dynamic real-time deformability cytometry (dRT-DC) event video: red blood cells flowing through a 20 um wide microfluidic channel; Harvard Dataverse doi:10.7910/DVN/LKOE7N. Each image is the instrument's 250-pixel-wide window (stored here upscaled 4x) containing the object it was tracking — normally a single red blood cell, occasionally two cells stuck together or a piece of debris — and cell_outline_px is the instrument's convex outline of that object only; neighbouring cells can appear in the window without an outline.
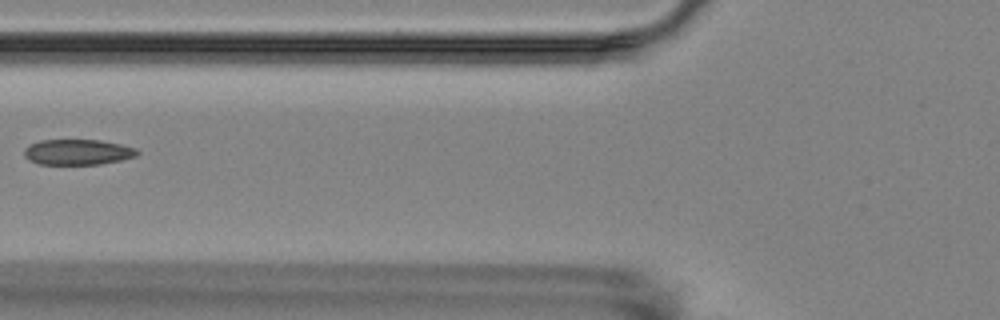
{"species": "Egyptian fruit bat (a non-hibernating species)", "species_latin": "Rousettus aegyptiacus", "temperature_condition": "room temperature", "stored_images_in_passage": 4, "camera_frame_rate_fps": 3000, "um_per_image_px": 0.085, "animal": {"sex": "female"}, "frame": {"image": 1, "passage_image": 3, "time_ms": 2.333, "image_size_px": [1000, 320], "cell_outline_px": [[140, 152], [136, 156], [120, 160], [100, 164], [40, 164], [28, 160], [24, 156], [24, 148], [40, 140], [100, 140], [120, 144], [136, 148]], "centroid_in_image_um": [6.6, 12.92], "position_along_channel_um": 119.2, "area_um2": 16.76}}
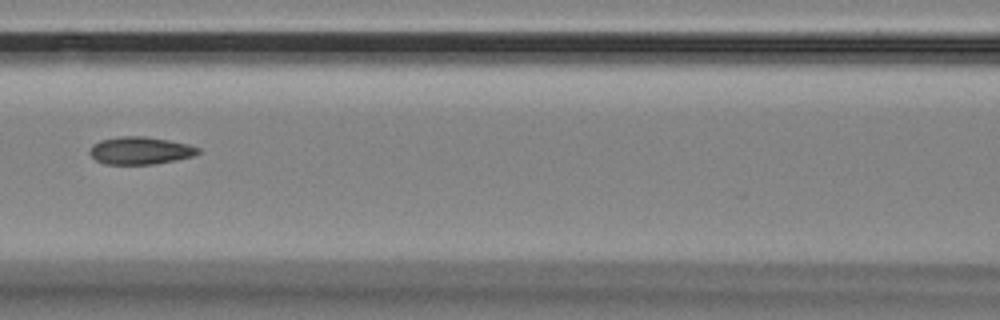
{"frame": {"image": 2, "passage_image": 4, "time_ms": 3.333, "image_size_px": [1000, 320], "cell_outline_px": [[200, 152], [192, 156], [176, 160], [156, 164], [104, 164], [96, 160], [88, 152], [92, 144], [100, 140], [120, 136], [144, 136], [168, 140], [188, 144], [200, 148]], "centroid_in_image_um": [11.9, 12.8], "position_along_channel_um": 154.7, "area_um2": 17.46}}